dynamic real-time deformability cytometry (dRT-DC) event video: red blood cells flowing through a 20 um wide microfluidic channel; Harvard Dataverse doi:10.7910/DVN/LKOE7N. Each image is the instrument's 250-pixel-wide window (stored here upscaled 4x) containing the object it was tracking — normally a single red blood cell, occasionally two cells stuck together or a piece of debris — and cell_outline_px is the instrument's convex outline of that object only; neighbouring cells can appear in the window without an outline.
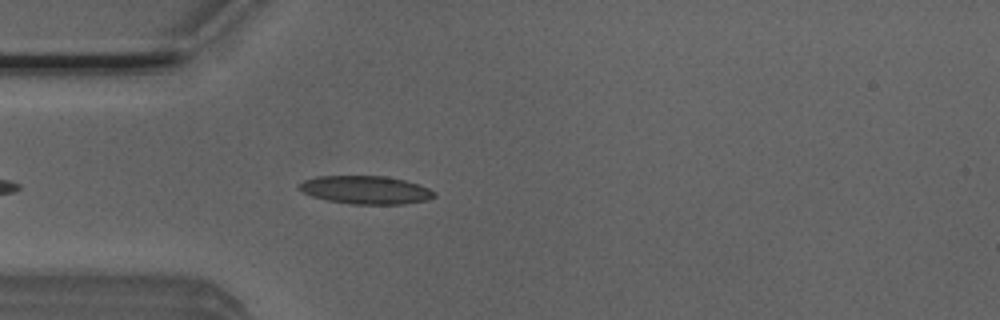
{"species": "Egyptian fruit bat (a non-hibernating species)", "species_latin": "Rousettus aegyptiacus", "temperature_condition": "room temperature", "stored_images_in_passage": 42, "camera_frame_rate_fps": 3000, "um_per_image_px": 0.085, "animal": {"sex": "male"}, "frame": {"image": 1, "passage_image": 5, "time_ms": 1.333, "image_size_px": [1000, 320], "cell_outline_px": [[436, 196], [428, 200], [404, 204], [348, 204], [328, 200], [312, 196], [296, 188], [296, 184], [304, 180], [316, 176], [388, 176], [404, 180], [428, 188], [436, 192]], "centroid_in_image_um": [31.06, 16.14], "position_along_channel_um": 53.9, "area_um2": 22.31}}
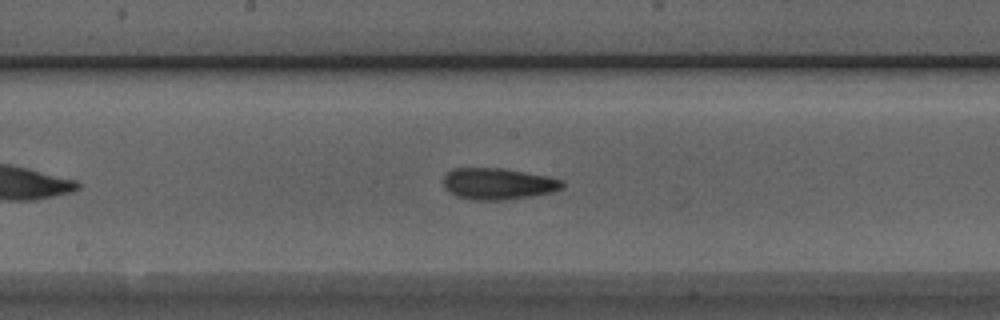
{"frame": {"image": 2, "passage_image": 17, "time_ms": 5.333, "image_size_px": [1000, 320], "cell_outline_px": [[564, 188], [552, 192], [532, 196], [504, 200], [472, 200], [456, 196], [444, 188], [444, 176], [452, 168], [504, 168], [548, 176], [560, 180], [564, 184]], "centroid_in_image_um": [42.33, 15.62], "position_along_channel_um": 205.9, "area_um2": 21.91}}
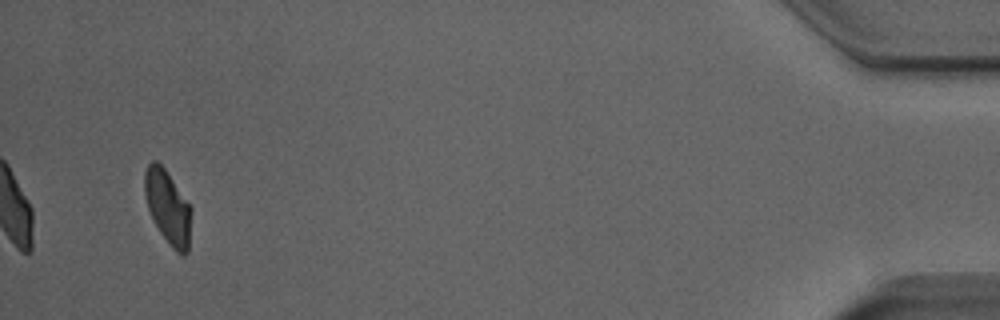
{"frame": {"image": 3, "passage_image": 40, "time_ms": 13.0, "image_size_px": [1000, 320], "cell_outline_px": [[192, 212], [188, 252], [184, 256], [180, 256], [172, 248], [160, 232], [148, 208], [144, 192], [144, 172], [148, 164], [152, 160], [156, 160], [164, 168], [192, 208]], "centroid_in_image_um": [14.28, 17.63], "position_along_channel_um": 420.9, "area_um2": 20.0}, "authors_computed_cell_mechanics": {"area_um2": 21.2704, "velocity_mm_per_s": 3.9206, "shape_relaxation_time_tau1_ms": 5.337, "shape_relaxation_time_tau2_ms": 2.7806, "deformation_change_tau1": 0.1304, "deformation_change_tau2": 0.0972}}